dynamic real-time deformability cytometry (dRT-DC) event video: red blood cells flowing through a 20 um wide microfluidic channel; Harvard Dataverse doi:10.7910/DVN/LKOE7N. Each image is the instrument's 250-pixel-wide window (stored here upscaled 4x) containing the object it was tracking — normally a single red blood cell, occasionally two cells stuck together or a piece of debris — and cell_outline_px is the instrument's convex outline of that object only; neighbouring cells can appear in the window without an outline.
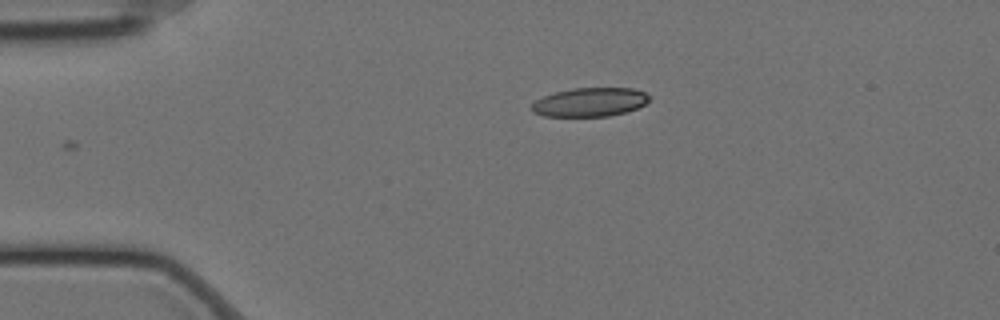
{"species": "Egyptian fruit bat (a non-hibernating species)", "species_latin": "Rousettus aegyptiacus", "temperature_condition": "cold", "stored_images_in_passage": 39, "camera_frame_rate_fps": 3000, "um_per_image_px": 0.085, "animal": {"sex": "female"}, "frame": {"image": 1, "passage_image": 1, "time_ms": 0.0, "image_size_px": [1000, 320], "cell_outline_px": [[648, 100], [644, 104], [636, 108], [624, 112], [608, 116], [544, 116], [532, 112], [532, 104], [536, 100], [544, 96], [556, 92], [572, 88], [632, 88], [644, 92], [648, 96]], "centroid_in_image_um": [50.11, 8.68], "position_along_channel_um": 34.9, "area_um2": 19.48}}
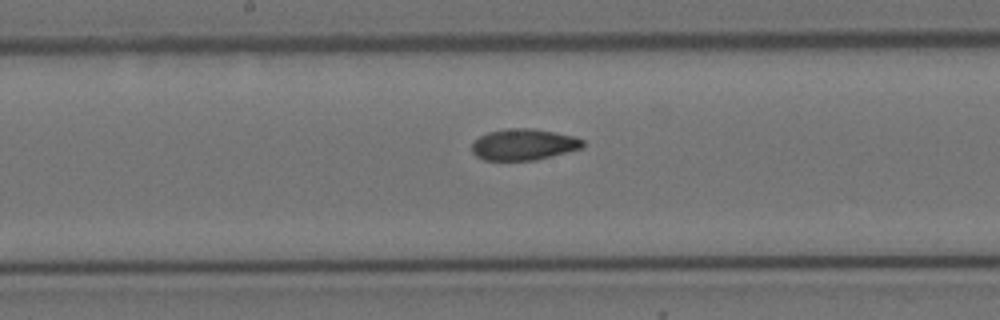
{"frame": {"image": 2, "passage_image": 19, "time_ms": 6.0, "image_size_px": [1000, 320], "cell_outline_px": [[584, 144], [580, 148], [536, 160], [484, 160], [476, 156], [472, 152], [472, 144], [480, 136], [488, 132], [504, 128], [532, 128], [572, 136], [584, 140]], "centroid_in_image_um": [44.47, 12.28], "position_along_channel_um": 203.7, "area_um2": 20.0}}
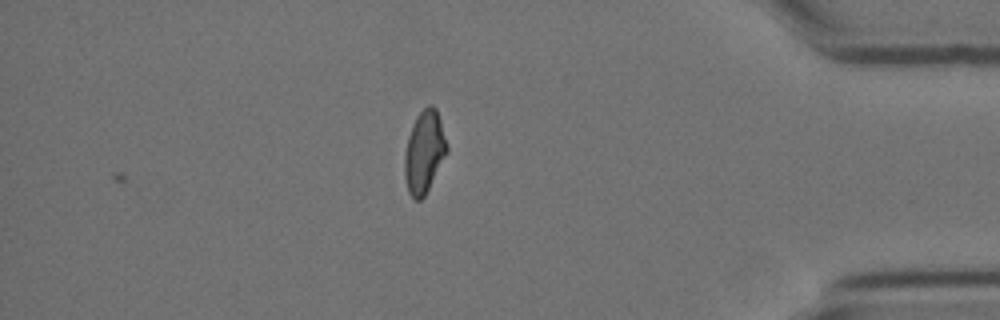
{"frame": {"image": 3, "passage_image": 39, "time_ms": 12.667, "image_size_px": [1000, 320], "cell_outline_px": [[448, 152], [424, 196], [420, 200], [416, 200], [408, 192], [404, 176], [404, 156], [408, 136], [412, 124], [416, 116], [428, 104], [432, 104], [436, 108], [448, 144]], "centroid_in_image_um": [36.06, 12.89], "position_along_channel_um": 399.1, "area_um2": 20.35}, "authors_computed_cell_mechanics": {"area_um2": 20.4034, "velocity_mm_per_s": 3.4757, "shape_relaxation_time_tau1_ms": 8.4332, "shape_relaxation_time_tau2_ms": 4.8266, "deformation_change_tau1": 0.1878, "deformation_change_tau2": 0.0918}}